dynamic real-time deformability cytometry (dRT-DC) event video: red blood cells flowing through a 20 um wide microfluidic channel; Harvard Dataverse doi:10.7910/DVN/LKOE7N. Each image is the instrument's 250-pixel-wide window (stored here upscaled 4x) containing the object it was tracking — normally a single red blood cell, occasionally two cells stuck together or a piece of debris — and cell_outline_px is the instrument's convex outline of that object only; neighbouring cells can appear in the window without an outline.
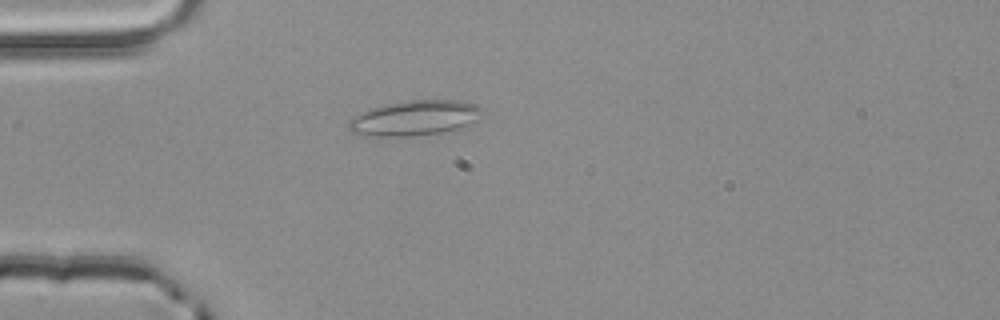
{"species": "common noctule bat (a hibernating species)", "species_latin": "Nyctalus noctula", "temperature_condition": "room temperature", "stored_images_in_passage": 2, "camera_frame_rate_fps": 3000, "um_per_image_px": 0.085, "animal": {"sex": "male", "body_mass_g": 20.4}, "frame": {"image": 1, "passage_image": 2, "time_ms": 0.333, "image_size_px": [1000, 320], "cell_outline_px": [[480, 108], [476, 120], [460, 128], [440, 132], [412, 136], [368, 136], [348, 132], [348, 120], [360, 112], [384, 104], [412, 100], [460, 100], [476, 104]], "centroid_in_image_um": [35.16, 10.03], "position_along_channel_um": 49.8, "area_um2": 27.17}}